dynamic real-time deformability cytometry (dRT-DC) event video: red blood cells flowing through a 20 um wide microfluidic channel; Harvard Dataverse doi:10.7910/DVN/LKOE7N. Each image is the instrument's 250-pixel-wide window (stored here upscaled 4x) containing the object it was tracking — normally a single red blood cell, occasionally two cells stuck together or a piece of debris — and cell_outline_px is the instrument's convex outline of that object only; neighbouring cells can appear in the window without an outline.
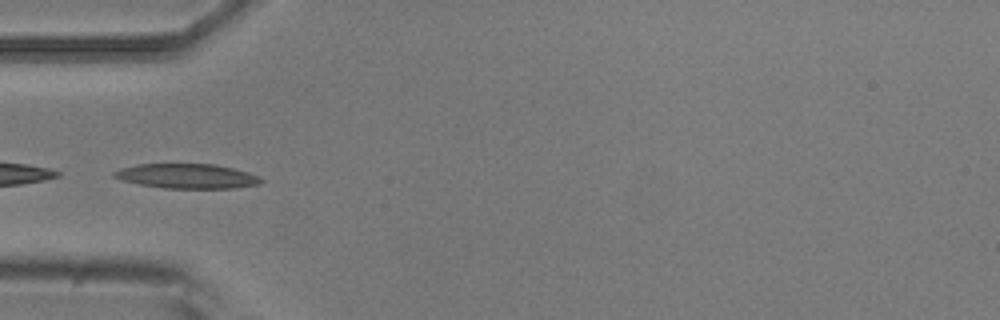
{"species": "common noctule bat (a hibernating species)", "species_latin": "Nyctalus noctula", "temperature_condition": "room temperature", "stored_images_in_passage": 24, "camera_frame_rate_fps": 3000, "um_per_image_px": 0.085, "animal": {"sex": "male", "body_mass_g": 20.5, "forearm_length_mm": 52.5}, "frame": {"image": 1, "passage_image": 16, "time_ms": 5.0, "image_size_px": [1000, 320], "cell_outline_px": [[264, 180], [260, 184], [232, 188], [164, 188], [140, 184], [120, 180], [112, 176], [112, 172], [120, 168], [136, 164], [216, 164], [248, 172], [260, 176]], "centroid_in_image_um": [15.88, 14.96], "position_along_channel_um": 69.1, "area_um2": 21.21}}
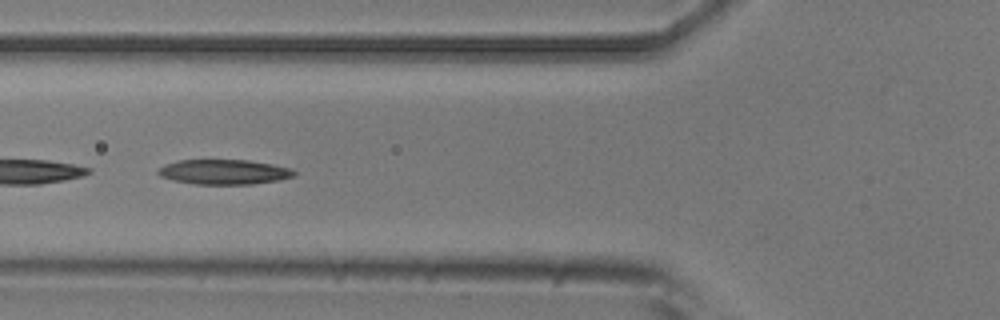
{"frame": {"image": 2, "passage_image": 19, "time_ms": 6.0, "image_size_px": [1000, 320], "cell_outline_px": [[296, 176], [276, 180], [252, 184], [196, 184], [172, 180], [160, 176], [156, 172], [164, 164], [180, 160], [248, 160], [272, 164], [292, 168], [296, 172]], "centroid_in_image_um": [19.04, 14.61], "position_along_channel_um": 106.8, "area_um2": 19.71}}